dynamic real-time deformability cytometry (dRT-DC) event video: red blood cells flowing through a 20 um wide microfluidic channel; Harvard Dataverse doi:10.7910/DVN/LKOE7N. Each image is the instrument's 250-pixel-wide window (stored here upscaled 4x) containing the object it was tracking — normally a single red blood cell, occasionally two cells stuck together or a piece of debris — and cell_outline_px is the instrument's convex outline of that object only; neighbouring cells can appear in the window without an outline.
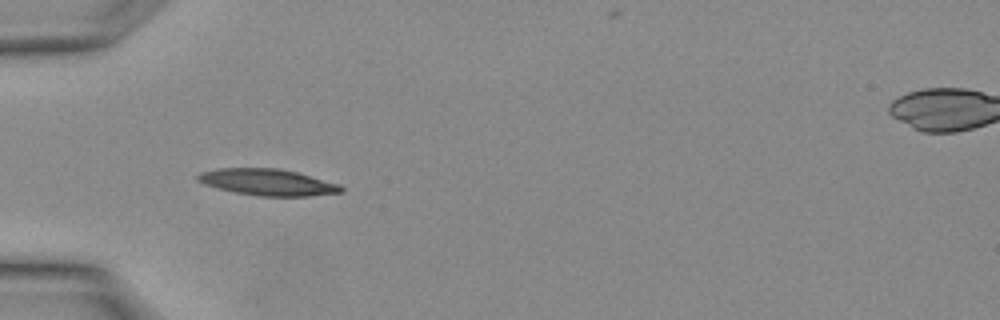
{"species": "Egyptian fruit bat (a non-hibernating species)", "species_latin": "Rousettus aegyptiacus", "temperature_condition": "warm", "stored_images_in_passage": 21, "camera_frame_rate_fps": 3000, "um_per_image_px": 0.085, "animal": {"sex": "female"}, "frame": {"image": 1, "passage_image": 10, "time_ms": 3.0, "image_size_px": [1000, 320], "cell_outline_px": [[344, 192], [308, 196], [260, 196], [236, 192], [204, 184], [196, 180], [196, 176], [200, 172], [220, 168], [276, 168], [296, 172], [340, 184], [344, 188]], "centroid_in_image_um": [22.76, 15.49], "position_along_channel_um": 62.2, "area_um2": 21.96}}
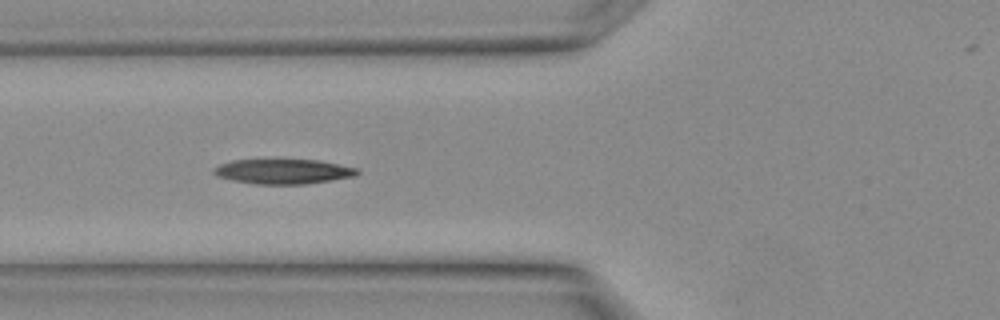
{"frame": {"image": 2, "passage_image": 12, "time_ms": 3.667, "image_size_px": [1000, 320], "cell_outline_px": [[360, 172], [356, 176], [308, 184], [256, 184], [232, 180], [216, 176], [212, 172], [212, 168], [220, 164], [232, 160], [320, 160], [360, 168]], "centroid_in_image_um": [24.11, 14.58], "position_along_channel_um": 101.7, "area_um2": 20.98}}